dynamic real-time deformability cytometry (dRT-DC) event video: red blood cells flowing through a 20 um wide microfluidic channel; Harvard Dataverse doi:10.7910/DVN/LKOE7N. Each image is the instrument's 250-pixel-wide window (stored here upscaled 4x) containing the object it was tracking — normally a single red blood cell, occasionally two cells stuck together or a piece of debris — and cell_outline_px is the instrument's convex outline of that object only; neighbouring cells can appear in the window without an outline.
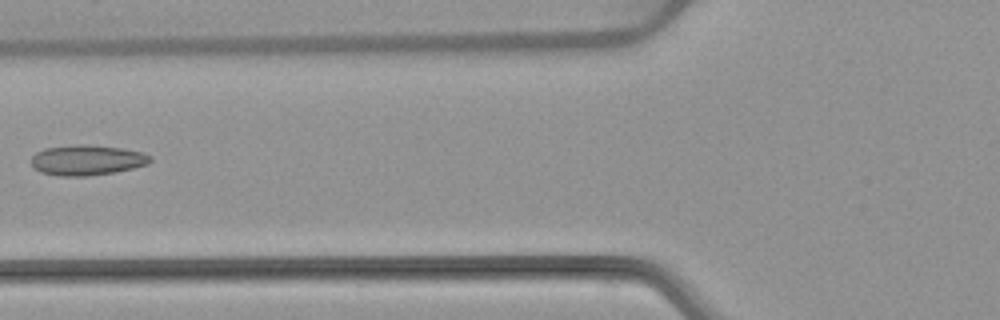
{"species": "common noctule bat (a hibernating species)", "species_latin": "Nyctalus noctula", "temperature_condition": "warm", "stored_images_in_passage": 6, "camera_frame_rate_fps": 3000, "um_per_image_px": 0.085, "animal": {"sex": "female", "body_mass_g": 22.7, "forearm_length_mm": 54.2}, "frame": {"image": 1, "passage_image": 5, "time_ms": 6.333, "image_size_px": [1000, 320], "cell_outline_px": [[152, 160], [148, 164], [116, 172], [88, 176], [60, 176], [40, 172], [32, 168], [32, 156], [36, 152], [44, 148], [76, 144], [88, 144], [120, 148], [144, 152], [152, 156]], "centroid_in_image_um": [7.39, 13.6], "position_along_channel_um": 118.4, "area_um2": 21.27}}
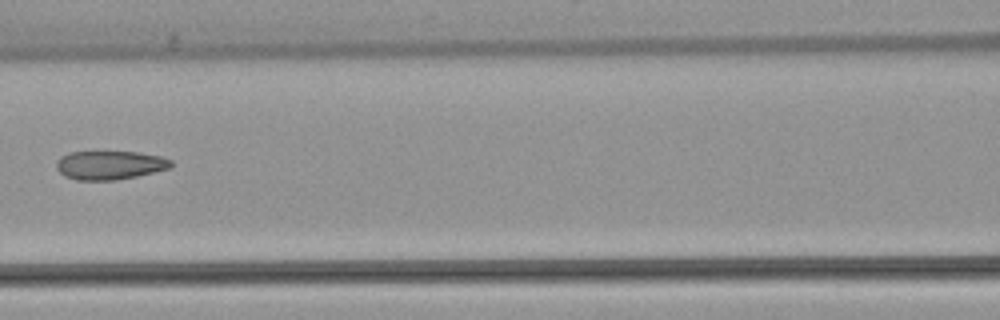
{"frame": {"image": 2, "passage_image": 6, "time_ms": 7.333, "image_size_px": [1000, 320], "cell_outline_px": [[172, 164], [168, 168], [136, 176], [116, 180], [76, 180], [64, 176], [56, 168], [56, 160], [60, 156], [68, 152], [140, 152], [160, 156], [172, 160]], "centroid_in_image_um": [9.28, 14.03], "position_along_channel_um": 157.3, "area_um2": 19.19}}